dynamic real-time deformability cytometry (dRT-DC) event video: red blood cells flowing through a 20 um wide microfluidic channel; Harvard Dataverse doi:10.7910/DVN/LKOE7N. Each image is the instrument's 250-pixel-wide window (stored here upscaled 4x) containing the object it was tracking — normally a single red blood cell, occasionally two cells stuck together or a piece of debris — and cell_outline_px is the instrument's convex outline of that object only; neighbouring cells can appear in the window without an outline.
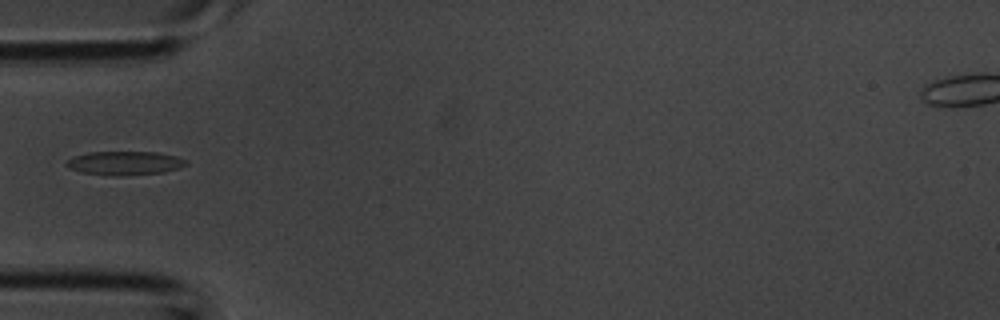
{"species": "common noctule bat (a hibernating species)", "species_latin": "Nyctalus noctula", "temperature_condition": "room temperature", "stored_images_in_passage": 12, "camera_frame_rate_fps": 3000, "um_per_image_px": 0.085, "animal": {"sex": "male", "body_mass_g": 20.1, "forearm_length_mm": 53.5}, "frame": {"image": 1, "passage_image": 1, "time_ms": 0.0, "image_size_px": [1000, 320], "cell_outline_px": [[188, 164], [180, 168], [164, 172], [124, 176], [116, 176], [84, 172], [68, 168], [64, 164], [72, 156], [88, 152], [156, 152], [176, 156], [188, 160]], "centroid_in_image_um": [10.62, 13.86], "position_along_channel_um": 74.4, "area_um2": 16.7}}
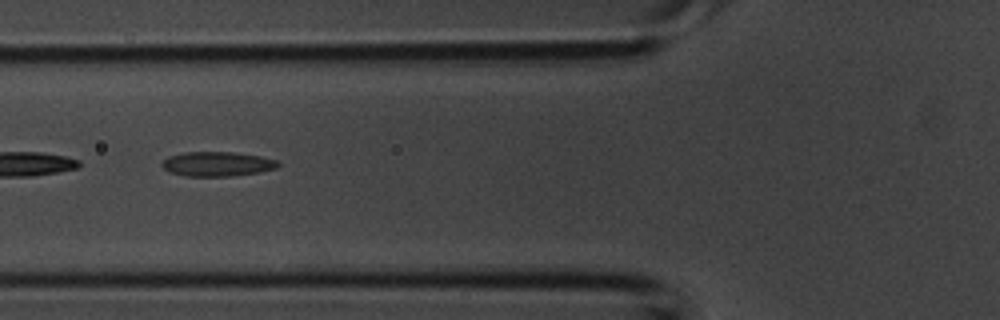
{"frame": {"image": 2, "passage_image": 3, "time_ms": 0.667, "image_size_px": [1000, 320], "cell_outline_px": [[280, 164], [276, 168], [260, 172], [232, 176], [184, 176], [168, 172], [160, 164], [168, 156], [184, 152], [232, 152], [260, 156], [276, 160]], "centroid_in_image_um": [18.43, 13.94], "position_along_channel_um": 107.4, "area_um2": 16.65}}
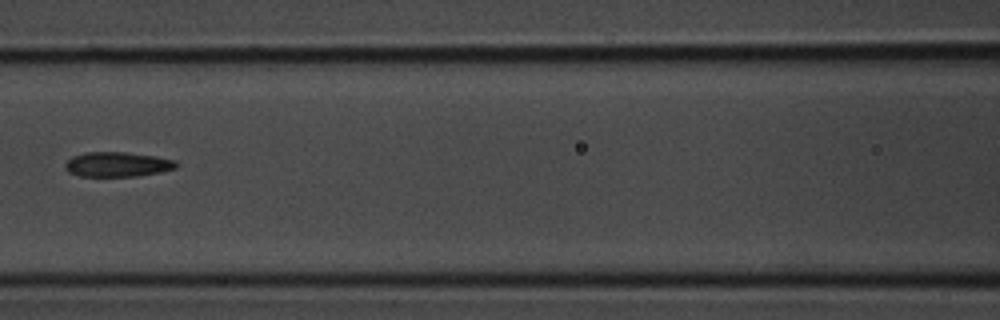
{"frame": {"image": 3, "passage_image": 6, "time_ms": 1.667, "image_size_px": [1000, 320], "cell_outline_px": [[180, 164], [176, 168], [160, 172], [136, 176], [80, 176], [68, 172], [64, 168], [64, 164], [72, 156], [84, 152], [124, 152], [156, 156], [176, 160]], "centroid_in_image_um": [9.98, 13.97], "position_along_channel_um": 156.6, "area_um2": 16.18}}